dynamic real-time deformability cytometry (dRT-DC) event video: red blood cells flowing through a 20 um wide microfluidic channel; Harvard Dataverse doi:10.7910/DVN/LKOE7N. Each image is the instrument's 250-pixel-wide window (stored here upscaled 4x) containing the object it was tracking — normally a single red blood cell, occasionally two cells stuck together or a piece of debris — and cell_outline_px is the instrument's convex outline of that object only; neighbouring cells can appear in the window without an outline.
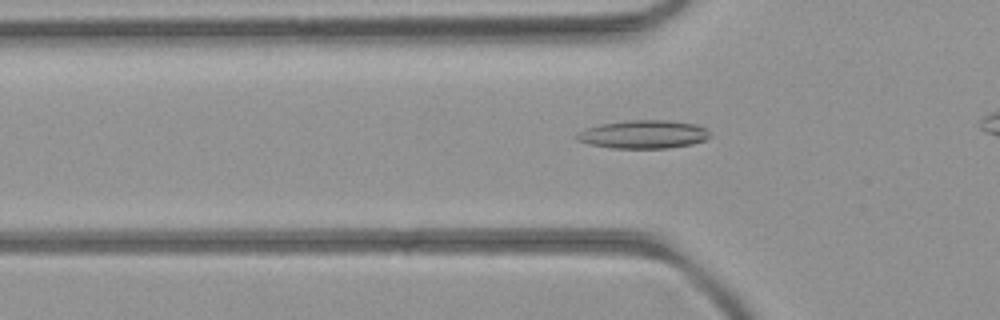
{"species": "common noctule bat (a hibernating species)", "species_latin": "Nyctalus noctula", "temperature_condition": "room temperature", "stored_images_in_passage": 28, "camera_frame_rate_fps": 3000, "um_per_image_px": 0.085, "animal": {"sex": "female", "body_mass_g": 21.9}, "frame": {"image": 1, "passage_image": 3, "time_ms": 0.667, "image_size_px": [1000, 320], "cell_outline_px": [[712, 136], [704, 140], [692, 144], [668, 148], [612, 148], [588, 144], [576, 140], [572, 136], [588, 128], [600, 124], [628, 120], [668, 120], [696, 124], [708, 128]], "centroid_in_image_um": [54.71, 11.42], "position_along_channel_um": 71.1, "area_um2": 22.14}}
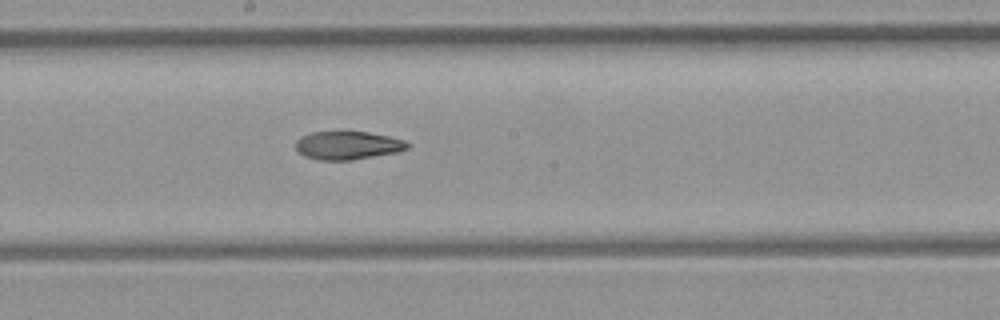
{"frame": {"image": 2, "passage_image": 14, "time_ms": 4.333, "image_size_px": [1000, 320], "cell_outline_px": [[412, 144], [408, 148], [396, 152], [352, 160], [320, 160], [304, 156], [296, 148], [296, 140], [300, 136], [312, 132], [368, 132], [388, 136], [404, 140]], "centroid_in_image_um": [29.56, 12.35], "position_along_channel_um": 218.6, "area_um2": 18.32}}
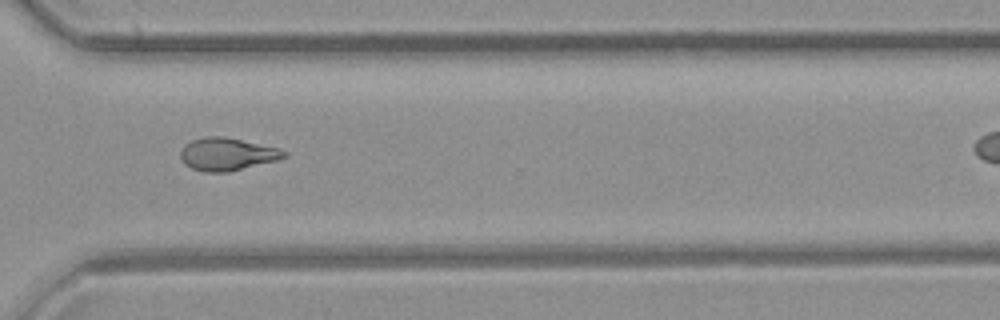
{"frame": {"image": 3, "passage_image": 24, "time_ms": 7.667, "image_size_px": [1000, 320], "cell_outline_px": [[288, 156], [276, 160], [228, 172], [204, 172], [192, 168], [184, 164], [180, 156], [180, 152], [184, 144], [192, 140], [204, 136], [224, 136], [280, 148], [288, 152]], "centroid_in_image_um": [19.3, 13.09], "position_along_channel_um": 351.3, "area_um2": 19.83}}